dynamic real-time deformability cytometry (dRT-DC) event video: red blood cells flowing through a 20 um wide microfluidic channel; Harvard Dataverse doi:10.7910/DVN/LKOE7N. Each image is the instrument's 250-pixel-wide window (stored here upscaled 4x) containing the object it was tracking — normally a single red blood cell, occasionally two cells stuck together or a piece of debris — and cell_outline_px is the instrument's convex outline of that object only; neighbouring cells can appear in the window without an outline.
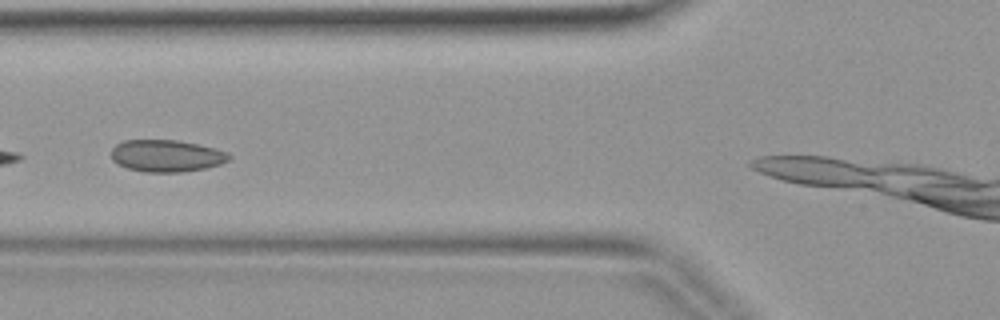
{"species": "common noctule bat (a hibernating species)", "species_latin": "Nyctalus noctula", "temperature_condition": "warm", "stored_images_in_passage": 4, "camera_frame_rate_fps": 3000, "um_per_image_px": 0.085, "animal": {"sex": "female", "body_mass_g": 19.9}, "frame": {"image": 1, "passage_image": 3, "time_ms": 0.667, "image_size_px": [1000, 320], "cell_outline_px": [[232, 156], [228, 160], [220, 164], [208, 168], [180, 172], [144, 172], [128, 168], [116, 164], [112, 160], [112, 148], [116, 144], [124, 140], [176, 140], [200, 144], [216, 148], [228, 152]], "centroid_in_image_um": [14.17, 13.24], "position_along_channel_um": 111.6, "area_um2": 22.2}}